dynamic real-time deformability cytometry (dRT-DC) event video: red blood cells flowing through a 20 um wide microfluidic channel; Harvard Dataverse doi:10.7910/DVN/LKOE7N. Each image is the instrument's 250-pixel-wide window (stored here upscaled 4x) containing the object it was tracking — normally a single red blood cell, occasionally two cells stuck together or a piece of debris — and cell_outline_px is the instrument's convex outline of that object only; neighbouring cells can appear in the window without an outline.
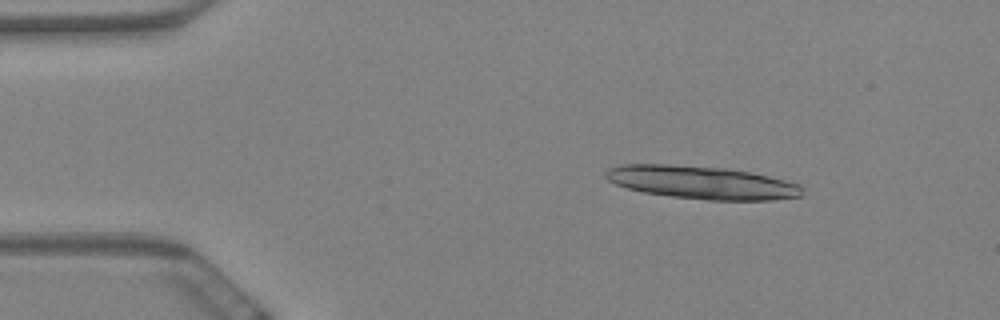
{"species": "Egyptian fruit bat (a non-hibernating species)", "species_latin": "Rousettus aegyptiacus", "temperature_condition": "warm", "stored_images_in_passage": 10, "camera_frame_rate_fps": 3000, "um_per_image_px": 0.085, "animal": {"sex": "female"}, "frame": {"image": 1, "passage_image": 1, "time_ms": 0.0, "image_size_px": [1000, 320], "cell_outline_px": [[804, 188], [800, 196], [772, 200], [708, 200], [672, 196], [644, 192], [628, 188], [616, 184], [608, 180], [604, 176], [604, 172], [608, 168], [620, 164], [668, 164], [724, 168], [748, 172], [768, 176], [800, 184]], "centroid_in_image_um": [59.62, 15.5], "position_along_channel_um": 25.4, "area_um2": 37.63}}